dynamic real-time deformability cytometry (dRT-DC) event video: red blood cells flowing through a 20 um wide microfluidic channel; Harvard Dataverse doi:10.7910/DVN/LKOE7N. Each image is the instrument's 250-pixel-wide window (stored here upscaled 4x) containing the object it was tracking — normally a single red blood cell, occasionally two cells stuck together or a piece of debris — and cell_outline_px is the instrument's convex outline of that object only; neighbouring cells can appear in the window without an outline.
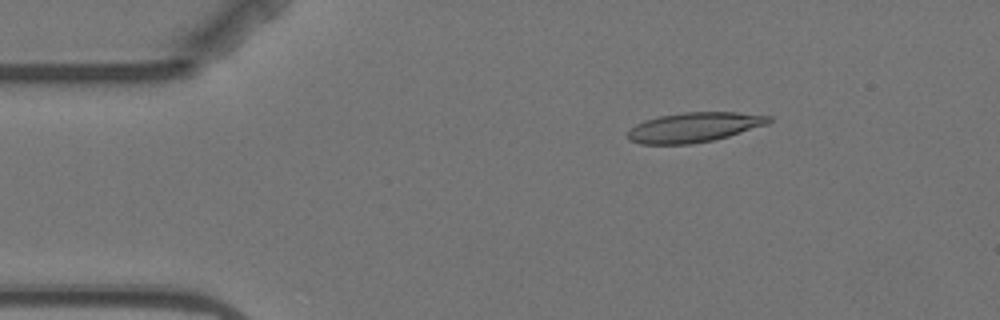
{"species": "Egyptian fruit bat (a non-hibernating species)", "species_latin": "Rousettus aegyptiacus", "temperature_condition": "warm", "stored_images_in_passage": 4, "camera_frame_rate_fps": 3000, "um_per_image_px": 0.085, "animal": {"sex": "female"}, "frame": {"image": 1, "passage_image": 2, "time_ms": 1.333, "image_size_px": [1000, 320], "cell_outline_px": [[772, 120], [768, 124], [728, 136], [712, 140], [692, 144], [640, 144], [628, 140], [628, 132], [636, 124], [644, 120], [660, 116], [684, 112], [736, 112], [772, 116]], "centroid_in_image_um": [59.0, 10.82], "position_along_channel_um": 26.0, "area_um2": 24.39}}
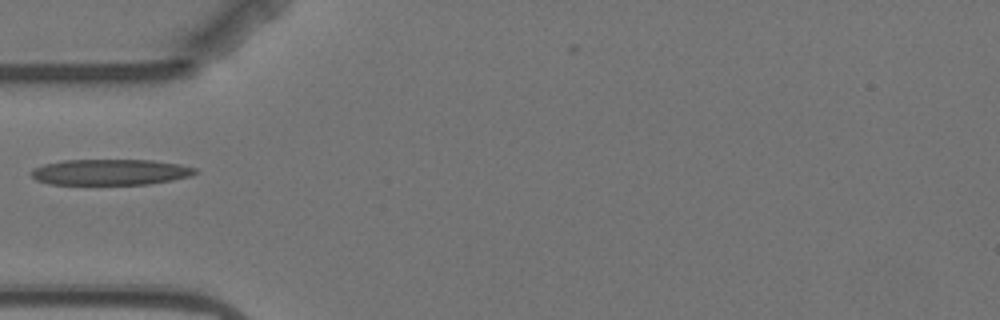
{"frame": {"image": 2, "passage_image": 4, "time_ms": 4.333, "image_size_px": [1000, 320], "cell_outline_px": [[196, 172], [192, 176], [172, 180], [148, 184], [48, 184], [36, 180], [28, 172], [32, 168], [44, 164], [64, 160], [152, 160], [176, 164], [196, 168]], "centroid_in_image_um": [9.32, 14.63], "position_along_channel_um": 75.7, "area_um2": 24.68}}